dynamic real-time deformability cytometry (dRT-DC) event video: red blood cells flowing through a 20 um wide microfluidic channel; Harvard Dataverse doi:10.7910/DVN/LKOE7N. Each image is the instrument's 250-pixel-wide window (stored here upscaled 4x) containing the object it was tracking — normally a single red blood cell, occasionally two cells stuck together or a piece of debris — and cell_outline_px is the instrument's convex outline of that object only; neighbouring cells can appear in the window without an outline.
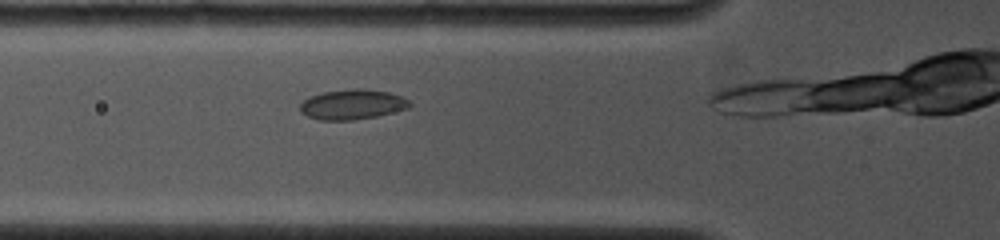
{"species": "common noctule bat (a hibernating species)", "species_latin": "Nyctalus noctula", "temperature_condition": "cold", "stored_images_in_passage": 23, "camera_frame_rate_fps": 4000, "um_per_image_px": 0.085, "animal": {"sex": "female", "body_mass_g": 19.0, "forearm_length_mm": 53.3}, "frame": {"image": 1, "passage_image": 5, "time_ms": 1.5, "image_size_px": [1000, 240], "cell_outline_px": [[412, 104], [408, 108], [376, 116], [352, 120], [320, 120], [308, 116], [300, 112], [300, 104], [304, 100], [312, 96], [324, 92], [352, 88], [364, 88], [388, 92], [400, 96], [408, 100]], "centroid_in_image_um": [29.94, 8.87], "position_along_channel_um": 95.9, "area_um2": 19.02}}
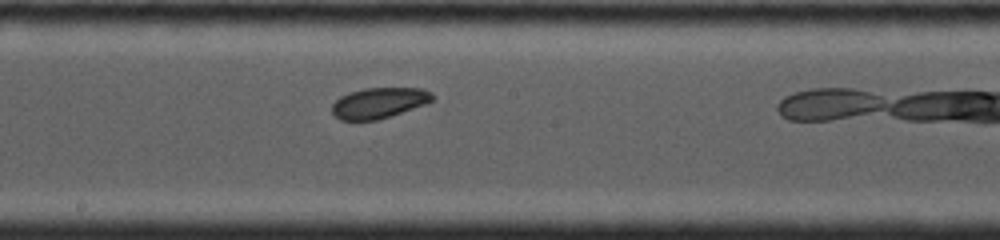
{"frame": {"image": 2, "passage_image": 12, "time_ms": 4.5, "image_size_px": [1000, 240], "cell_outline_px": [[436, 96], [428, 104], [376, 120], [340, 120], [332, 112], [332, 104], [340, 96], [348, 92], [364, 88], [424, 88], [432, 92]], "centroid_in_image_um": [32.25, 8.73], "position_along_channel_um": 216.0, "area_um2": 18.09}}
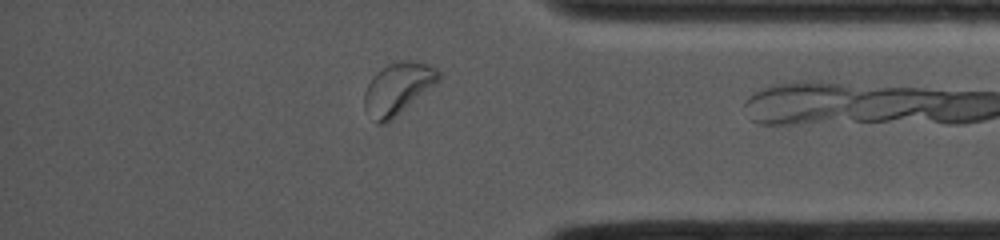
{"frame": {"image": 3, "passage_image": 21, "time_ms": 9.25, "image_size_px": [1000, 240], "cell_outline_px": [[440, 80], [392, 120], [380, 124], [376, 124], [364, 108], [364, 92], [372, 76], [376, 72], [388, 64], [404, 60], [412, 60], [428, 64], [436, 68], [440, 72]], "centroid_in_image_um": [33.8, 7.52], "position_along_channel_um": 401.4, "area_um2": 22.37}}